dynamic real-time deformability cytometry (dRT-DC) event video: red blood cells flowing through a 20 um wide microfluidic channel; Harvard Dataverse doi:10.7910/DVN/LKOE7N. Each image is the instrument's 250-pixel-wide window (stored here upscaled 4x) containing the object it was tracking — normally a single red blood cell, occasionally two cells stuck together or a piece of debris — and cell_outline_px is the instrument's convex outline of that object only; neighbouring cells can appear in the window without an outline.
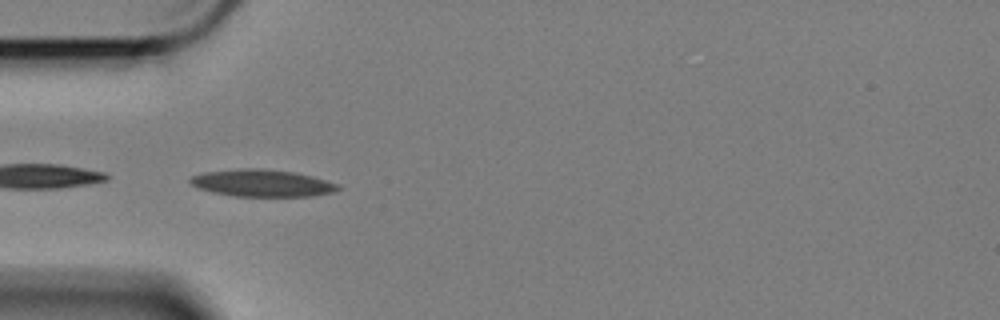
{"species": "Egyptian fruit bat (a non-hibernating species)", "species_latin": "Rousettus aegyptiacus", "temperature_condition": "cold", "stored_images_in_passage": 20, "camera_frame_rate_fps": 3000, "um_per_image_px": 0.085, "animal": {"sex": "female"}, "frame": {"image": 1, "passage_image": 1, "time_ms": 0.0, "image_size_px": [1000, 320], "cell_outline_px": [[340, 188], [336, 192], [312, 196], [236, 196], [212, 192], [196, 188], [188, 180], [192, 176], [204, 172], [244, 168], [264, 168], [292, 172], [312, 176], [340, 184]], "centroid_in_image_um": [22.29, 15.56], "position_along_channel_um": 62.7, "area_um2": 23.41}}
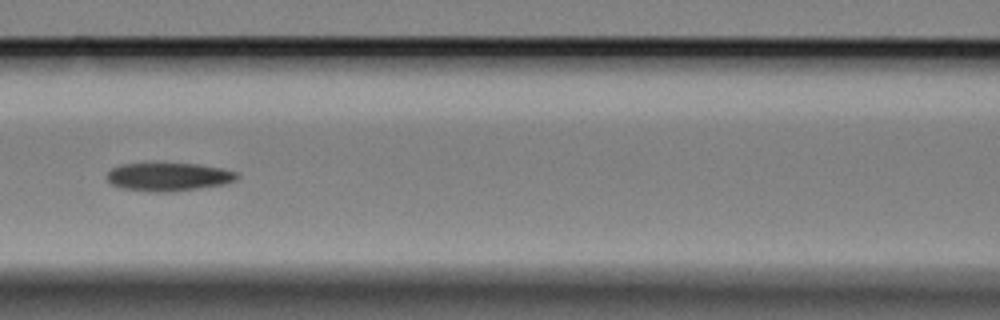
{"frame": {"image": 2, "passage_image": 9, "time_ms": 2.667, "image_size_px": [1000, 320], "cell_outline_px": [[240, 176], [236, 180], [224, 184], [200, 188], [168, 192], [148, 192], [120, 188], [112, 184], [108, 180], [108, 172], [112, 168], [120, 164], [196, 164], [220, 168], [236, 172]], "centroid_in_image_um": [14.32, 15.04], "position_along_channel_um": 152.3, "area_um2": 21.27}}
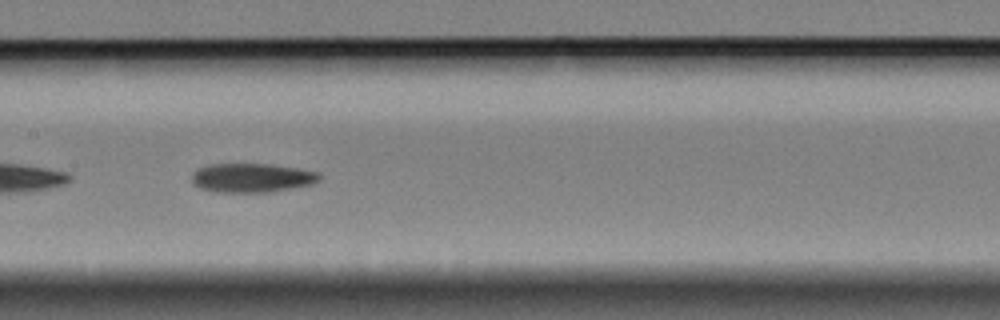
{"frame": {"image": 3, "passage_image": 12, "time_ms": 3.667, "image_size_px": [1000, 320], "cell_outline_px": [[320, 180], [312, 184], [272, 192], [216, 192], [200, 188], [192, 184], [192, 172], [196, 168], [208, 164], [272, 164], [300, 168], [320, 172]], "centroid_in_image_um": [21.4, 15.11], "position_along_channel_um": 186.0, "area_um2": 21.96}}